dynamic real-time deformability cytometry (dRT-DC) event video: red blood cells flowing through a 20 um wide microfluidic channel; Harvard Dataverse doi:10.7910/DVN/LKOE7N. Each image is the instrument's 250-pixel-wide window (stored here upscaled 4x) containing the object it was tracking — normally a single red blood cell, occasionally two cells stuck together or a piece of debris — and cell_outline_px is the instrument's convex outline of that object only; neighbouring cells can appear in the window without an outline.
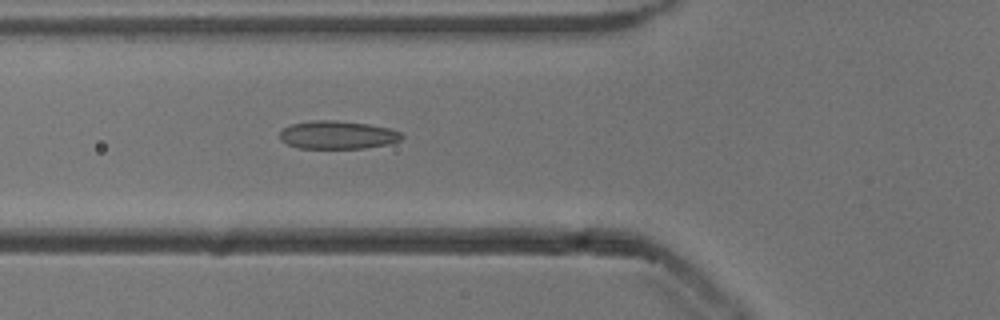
{"species": "common noctule bat (a hibernating species)", "species_latin": "Nyctalus noctula", "temperature_condition": "cold", "stored_images_in_passage": 42, "camera_frame_rate_fps": 3000, "um_per_image_px": 0.085, "animal": {"sex": "male", "body_mass_g": 13.3}, "frame": {"image": 1, "passage_image": 8, "time_ms": 2.333, "image_size_px": [1000, 320], "cell_outline_px": [[404, 136], [400, 140], [388, 144], [364, 148], [300, 148], [288, 144], [280, 140], [280, 132], [284, 128], [292, 124], [312, 120], [332, 120], [368, 124], [388, 128], [400, 132]], "centroid_in_image_um": [28.69, 11.47], "position_along_channel_um": 97.1, "area_um2": 19.83}}
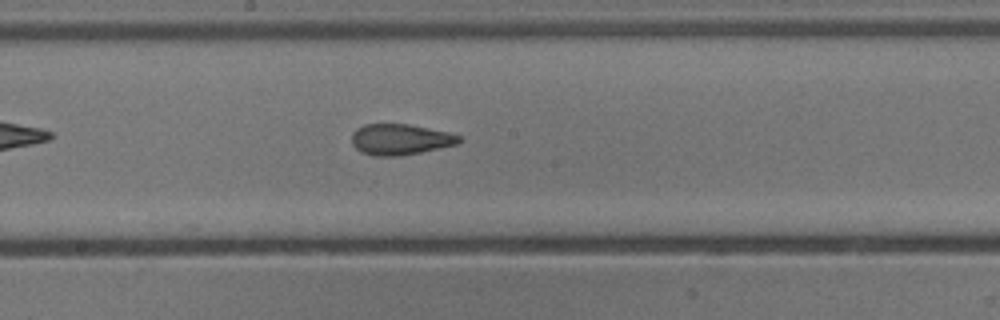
{"frame": {"image": 2, "passage_image": 17, "time_ms": 5.333, "image_size_px": [1000, 320], "cell_outline_px": [[464, 140], [456, 144], [440, 148], [420, 152], [396, 156], [376, 156], [360, 152], [352, 144], [352, 132], [356, 128], [364, 124], [408, 124], [448, 132], [460, 136]], "centroid_in_image_um": [34.0, 11.85], "position_along_channel_um": 214.2, "area_um2": 19.31}}
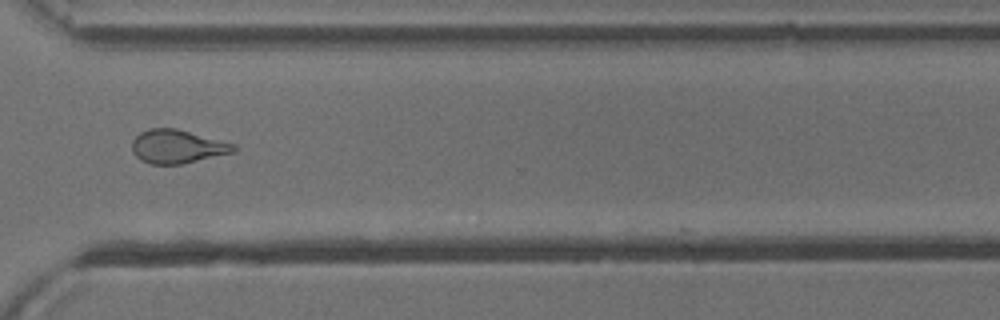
{"frame": {"image": 3, "passage_image": 28, "time_ms": 9.0, "image_size_px": [1000, 320], "cell_outline_px": [[236, 152], [180, 164], [152, 164], [140, 160], [132, 152], [132, 140], [140, 132], [148, 128], [176, 128], [236, 144]], "centroid_in_image_um": [15.06, 12.45], "position_along_channel_um": 355.5, "area_um2": 19.94}, "authors_computed_cell_mechanics": {"area_um2": 20.0566, "velocity_mm_per_s": 3.8674, "shape_relaxation_time_tau1_ms": 6.3724, "shape_relaxation_time_tau2_ms": 1.755, "deformation_change_tau1": 0.154, "deformation_change_tau2": 0.0809}}